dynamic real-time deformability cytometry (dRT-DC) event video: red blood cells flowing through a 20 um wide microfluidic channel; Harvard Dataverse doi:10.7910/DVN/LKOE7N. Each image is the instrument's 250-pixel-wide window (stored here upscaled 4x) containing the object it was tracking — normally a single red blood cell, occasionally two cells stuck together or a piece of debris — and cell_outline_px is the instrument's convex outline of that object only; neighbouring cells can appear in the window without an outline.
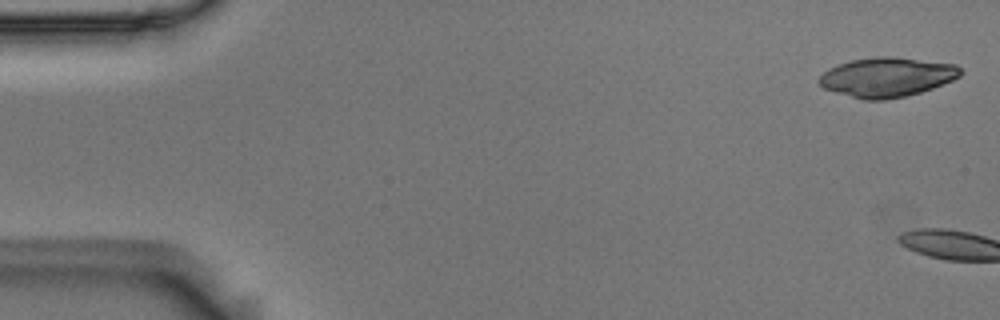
{"species": "Egyptian fruit bat (a non-hibernating species)", "species_latin": "Rousettus aegyptiacus", "temperature_condition": "room temperature", "stored_images_in_passage": 4, "segment_of_instrument_passage": [2, 2], "camera_frame_rate_fps": 3000, "um_per_image_px": 0.085, "animal": {"sex": "male"}, "frame": {"image": 1, "passage_image": 4, "time_ms": 1.0, "image_size_px": [1000, 320], "cell_outline_px": [[964, 72], [960, 76], [952, 80], [932, 88], [908, 96], [884, 100], [860, 100], [824, 88], [816, 80], [828, 68], [836, 64], [852, 60], [876, 56], [896, 56], [956, 64]], "centroid_in_image_um": [75.38, 6.55], "position_along_channel_um": 9.6, "area_um2": 32.89}}